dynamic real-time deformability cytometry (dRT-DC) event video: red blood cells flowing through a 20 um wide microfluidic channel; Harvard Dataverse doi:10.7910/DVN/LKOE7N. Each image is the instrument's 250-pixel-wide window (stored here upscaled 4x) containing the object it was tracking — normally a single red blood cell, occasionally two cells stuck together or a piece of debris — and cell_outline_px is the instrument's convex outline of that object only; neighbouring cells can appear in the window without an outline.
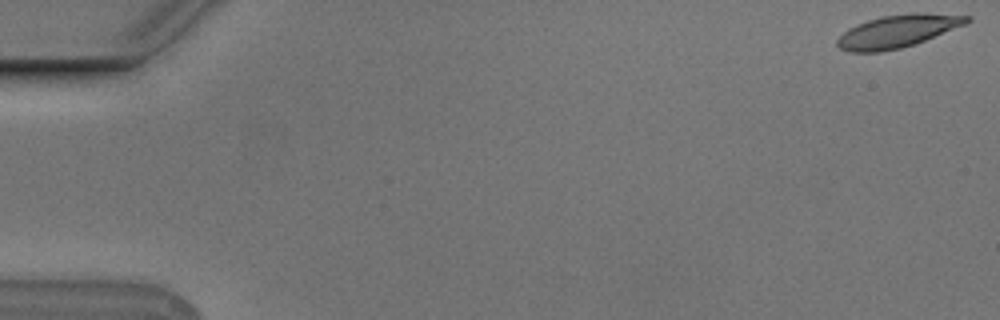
{"species": "Egyptian fruit bat (a non-hibernating species)", "species_latin": "Rousettus aegyptiacus", "temperature_condition": "cold", "stored_images_in_passage": 55, "camera_frame_rate_fps": 3000, "um_per_image_px": 0.085, "animal": {"sex": "male"}, "frame": {"image": 1, "passage_image": 1, "time_ms": 0.0, "image_size_px": [1000, 320], "cell_outline_px": [[972, 20], [968, 24], [924, 40], [900, 48], [880, 52], [848, 52], [840, 48], [836, 44], [836, 40], [848, 28], [856, 24], [868, 20], [884, 16], [912, 12], [924, 12], [972, 16]], "centroid_in_image_um": [76.33, 2.64], "position_along_channel_um": 8.7, "area_um2": 24.74}}
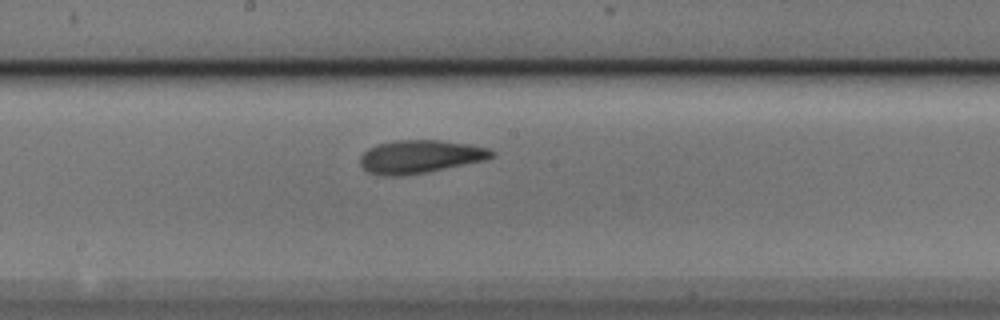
{"frame": {"image": 2, "passage_image": 30, "time_ms": 9.667, "image_size_px": [1000, 320], "cell_outline_px": [[496, 156], [484, 160], [424, 172], [400, 176], [384, 176], [368, 172], [360, 164], [360, 156], [368, 148], [376, 144], [396, 140], [440, 140], [468, 144], [488, 148], [496, 152]], "centroid_in_image_um": [35.69, 13.3], "position_along_channel_um": 212.5, "area_um2": 25.26}}
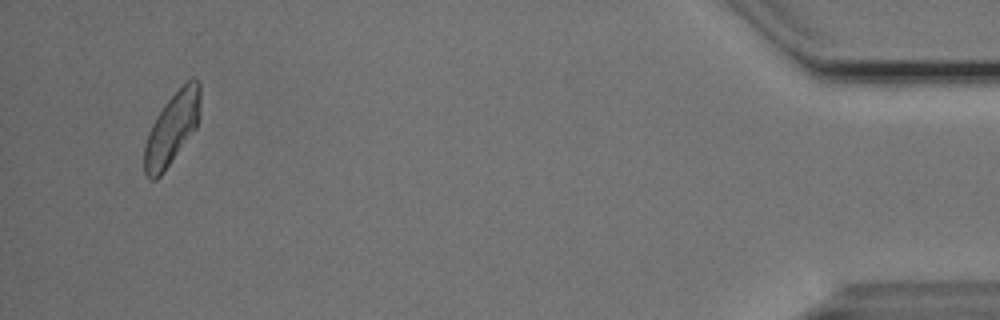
{"frame": {"image": 3, "passage_image": 53, "time_ms": 17.333, "image_size_px": [1000, 320], "cell_outline_px": [[200, 116], [196, 128], [164, 172], [156, 180], [148, 180], [144, 172], [144, 144], [148, 132], [156, 116], [164, 104], [192, 76], [196, 76], [200, 84]], "centroid_in_image_um": [14.62, 10.94], "position_along_channel_um": 420.6, "area_um2": 23.64}, "authors_computed_cell_mechanics": {"area_um2": 24.5072, "velocity_mm_per_s": 3.7128, "shape_relaxation_time_tau1_ms": 3.8256, "shape_relaxation_time_tau2_ms": 3.4502, "deformation_change_tau1": 0.142, "deformation_change_tau2": 0.1194}}